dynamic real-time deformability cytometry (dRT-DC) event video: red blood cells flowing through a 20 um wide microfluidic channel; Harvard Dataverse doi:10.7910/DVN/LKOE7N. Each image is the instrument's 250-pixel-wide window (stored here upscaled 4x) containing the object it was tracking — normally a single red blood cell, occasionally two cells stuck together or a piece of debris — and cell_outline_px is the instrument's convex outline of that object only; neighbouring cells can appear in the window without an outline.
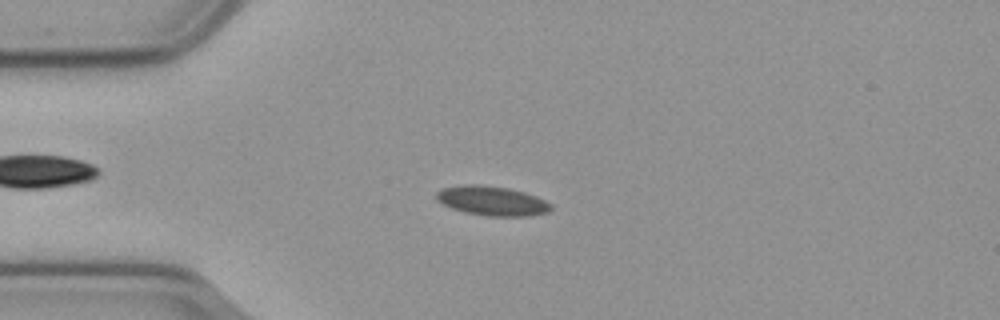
{"species": "common noctule bat (a hibernating species)", "species_latin": "Nyctalus noctula", "temperature_condition": "cold", "stored_images_in_passage": 56, "camera_frame_rate_fps": 3000, "um_per_image_px": 0.085, "animal": {"sex": "male", "body_mass_g": 23.1, "forearm_length_mm": 52.7}, "frame": {"image": 1, "passage_image": 13, "time_ms": 4.0, "image_size_px": [1000, 320], "cell_outline_px": [[552, 208], [548, 212], [528, 216], [484, 216], [464, 212], [452, 208], [436, 200], [436, 192], [440, 188], [460, 184], [480, 184], [508, 188], [524, 192], [536, 196], [552, 204]], "centroid_in_image_um": [41.79, 17.06], "position_along_channel_um": 43.2, "area_um2": 19.88}}
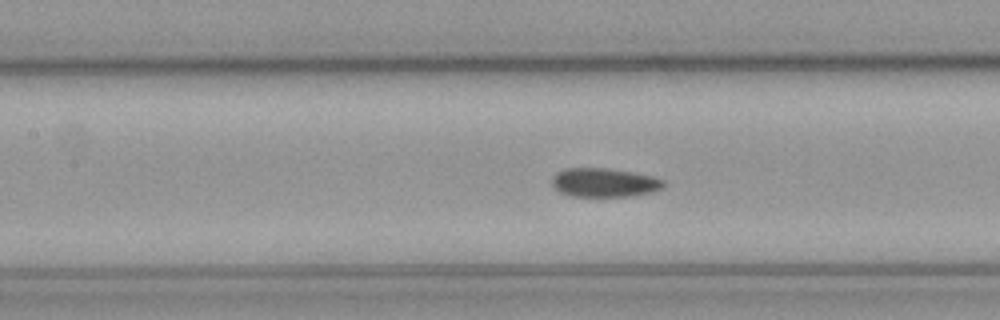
{"frame": {"image": 2, "passage_image": 24, "time_ms": 7.667, "image_size_px": [1000, 320], "cell_outline_px": [[664, 188], [652, 192], [628, 196], [572, 196], [560, 192], [552, 184], [552, 176], [556, 172], [564, 168], [604, 168], [632, 172], [652, 176], [664, 180]], "centroid_in_image_um": [51.35, 15.51], "position_along_channel_um": 156.0, "area_um2": 18.73}}
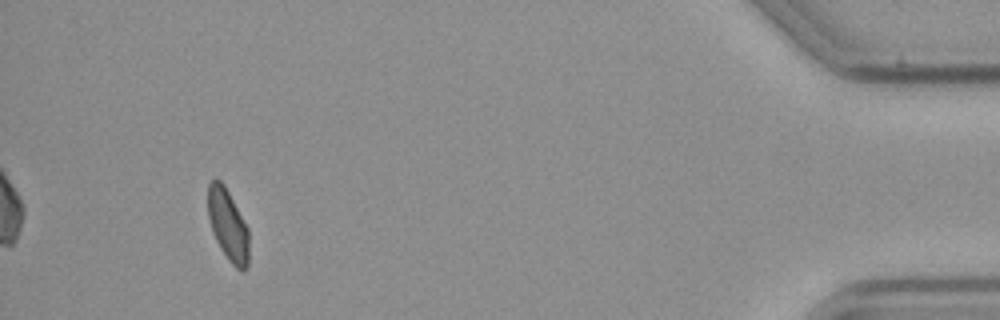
{"frame": {"image": 3, "passage_image": 52, "time_ms": 17.0, "image_size_px": [1000, 320], "cell_outline_px": [[248, 268], [244, 272], [240, 272], [228, 260], [220, 248], [212, 232], [208, 216], [208, 184], [212, 180], [220, 180], [224, 184], [248, 228]], "centroid_in_image_um": [19.38, 19.17], "position_along_channel_um": 415.8, "area_um2": 17.11}, "authors_computed_cell_mechanics": {"area_um2": 18.785, "velocity_mm_per_s": 3.5884, "shape_relaxation_time_tau1_ms": null, "shape_relaxation_time_tau2_ms": 4.6428, "deformation_change_tau1": null, "deformation_change_tau2": 0.0832}}